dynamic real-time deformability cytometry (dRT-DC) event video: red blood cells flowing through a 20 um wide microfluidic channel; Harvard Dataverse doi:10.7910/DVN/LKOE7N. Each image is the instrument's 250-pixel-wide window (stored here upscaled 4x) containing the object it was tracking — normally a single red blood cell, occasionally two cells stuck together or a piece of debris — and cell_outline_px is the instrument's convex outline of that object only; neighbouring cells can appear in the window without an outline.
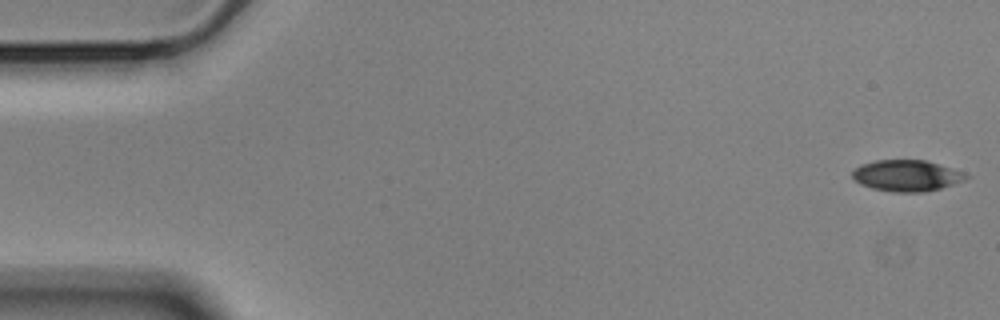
{"species": "Egyptian fruit bat (a non-hibernating species)", "species_latin": "Rousettus aegyptiacus", "temperature_condition": "cold", "stored_images_in_passage": 11, "camera_frame_rate_fps": 3000, "um_per_image_px": 0.085, "animal": {"sex": "male"}, "frame": {"image": 1, "passage_image": 1, "time_ms": 0.0, "image_size_px": [1000, 320], "cell_outline_px": [[972, 176], [964, 180], [940, 188], [924, 192], [896, 192], [872, 188], [860, 184], [852, 176], [852, 172], [860, 164], [876, 160], [924, 160], [964, 172]], "centroid_in_image_um": [77.06, 14.92], "position_along_channel_um": 7.9, "area_um2": 20.52}}